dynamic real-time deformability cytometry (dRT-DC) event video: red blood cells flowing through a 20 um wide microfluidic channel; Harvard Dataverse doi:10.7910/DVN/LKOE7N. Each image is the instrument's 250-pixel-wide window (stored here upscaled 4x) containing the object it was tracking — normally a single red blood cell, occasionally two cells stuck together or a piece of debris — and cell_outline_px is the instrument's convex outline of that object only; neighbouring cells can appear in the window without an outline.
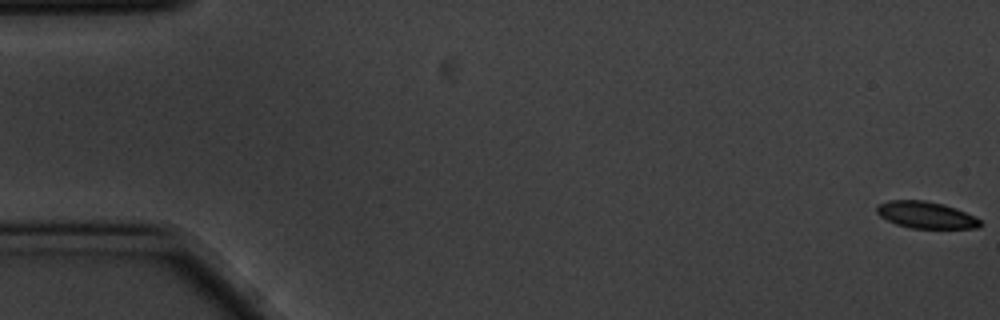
{"species": "common noctule bat (a hibernating species)", "species_latin": "Nyctalus noctula", "temperature_condition": "cold", "stored_images_in_passage": 58, "camera_frame_rate_fps": 3000, "um_per_image_px": 0.085, "animal": {"sex": "male", "body_mass_g": 20.1, "forearm_length_mm": 53.5}, "frame": {"image": 1, "passage_image": 1, "time_ms": 0.0, "image_size_px": [1000, 320], "cell_outline_px": [[984, 224], [976, 228], [912, 228], [896, 224], [880, 216], [876, 212], [876, 208], [880, 204], [888, 200], [924, 200], [944, 204], [956, 208], [976, 216]], "centroid_in_image_um": [78.74, 18.27], "position_along_channel_um": 6.3, "area_um2": 16.18}}
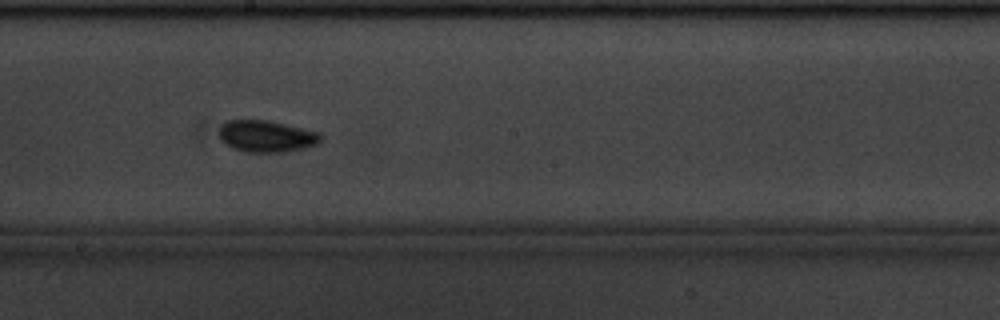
{"frame": {"image": 2, "passage_image": 32, "time_ms": 10.333, "image_size_px": [1000, 320], "cell_outline_px": [[320, 144], [304, 148], [284, 152], [244, 152], [232, 148], [224, 144], [220, 140], [220, 124], [228, 120], [268, 120], [320, 132]], "centroid_in_image_um": [22.63, 11.58], "position_along_channel_um": 225.6, "area_um2": 18.96}}
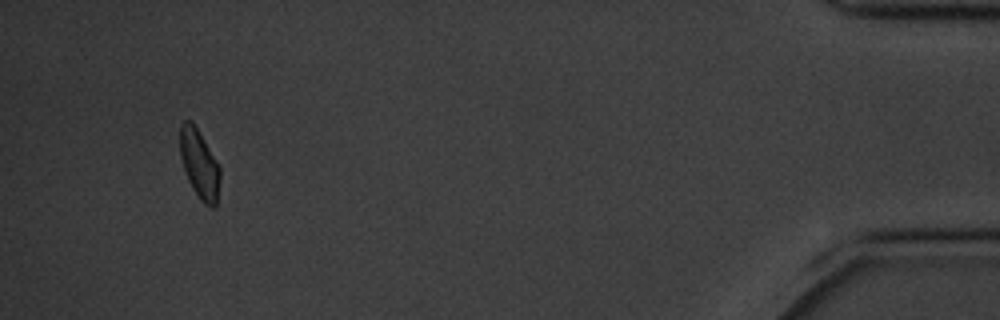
{"frame": {"image": 3, "passage_image": 55, "time_ms": 18.0, "image_size_px": [1000, 320], "cell_outline_px": [[220, 180], [216, 208], [212, 208], [204, 204], [200, 200], [192, 188], [188, 180], [180, 156], [180, 124], [184, 120], [192, 120], [220, 168]], "centroid_in_image_um": [16.94, 13.97], "position_along_channel_um": 418.3, "area_um2": 16.01}, "authors_computed_cell_mechanics": {"area_um2": 17.1088, "velocity_mm_per_s": 3.4719, "shape_relaxation_time_tau1_ms": null, "shape_relaxation_time_tau2_ms": 2.1664, "deformation_change_tau1": null, "deformation_change_tau2": 0.0591}}